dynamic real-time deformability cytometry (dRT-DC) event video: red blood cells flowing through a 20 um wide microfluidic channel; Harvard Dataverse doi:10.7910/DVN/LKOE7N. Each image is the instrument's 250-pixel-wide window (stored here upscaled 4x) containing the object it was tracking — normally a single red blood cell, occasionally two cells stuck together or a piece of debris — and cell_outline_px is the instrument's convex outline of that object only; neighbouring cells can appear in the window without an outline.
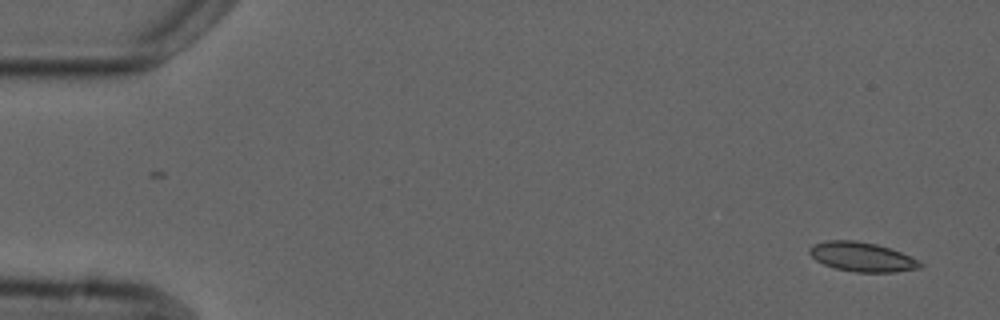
{"species": "common noctule bat (a hibernating species)", "species_latin": "Nyctalus noctula", "temperature_condition": "cold", "stored_images_in_passage": 5, "camera_frame_rate_fps": 3000, "um_per_image_px": 0.085, "animal": {"sex": "male", "forearm_length_mm": 52.5}, "frame": {"image": 1, "passage_image": 1, "time_ms": 0.0, "image_size_px": [1000, 320], "cell_outline_px": [[924, 264], [920, 268], [896, 272], [856, 272], [836, 268], [824, 264], [816, 260], [808, 252], [808, 248], [812, 244], [828, 240], [856, 240], [876, 244], [900, 252], [920, 260]], "centroid_in_image_um": [73.27, 21.83], "position_along_channel_um": 11.7, "area_um2": 18.96}}
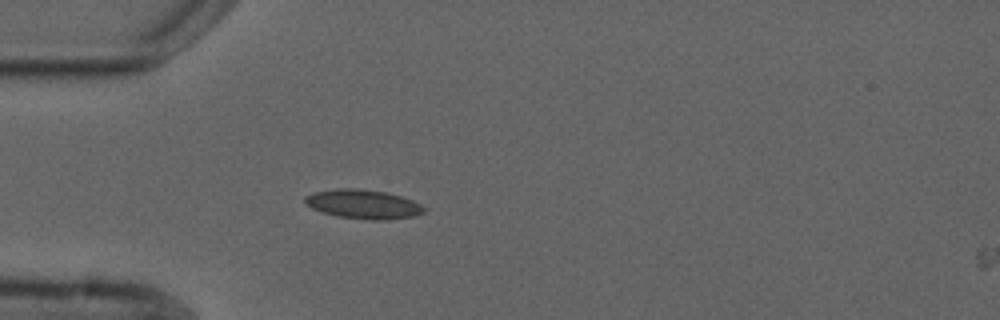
{"frame": {"image": 2, "passage_image": 4, "time_ms": 4.333, "image_size_px": [1000, 320], "cell_outline_px": [[428, 208], [424, 212], [416, 216], [380, 220], [372, 220], [340, 216], [324, 212], [312, 208], [304, 204], [304, 196], [312, 192], [336, 188], [356, 188], [388, 192], [412, 200]], "centroid_in_image_um": [30.88, 17.34], "position_along_channel_um": 54.1, "area_um2": 20.29}}